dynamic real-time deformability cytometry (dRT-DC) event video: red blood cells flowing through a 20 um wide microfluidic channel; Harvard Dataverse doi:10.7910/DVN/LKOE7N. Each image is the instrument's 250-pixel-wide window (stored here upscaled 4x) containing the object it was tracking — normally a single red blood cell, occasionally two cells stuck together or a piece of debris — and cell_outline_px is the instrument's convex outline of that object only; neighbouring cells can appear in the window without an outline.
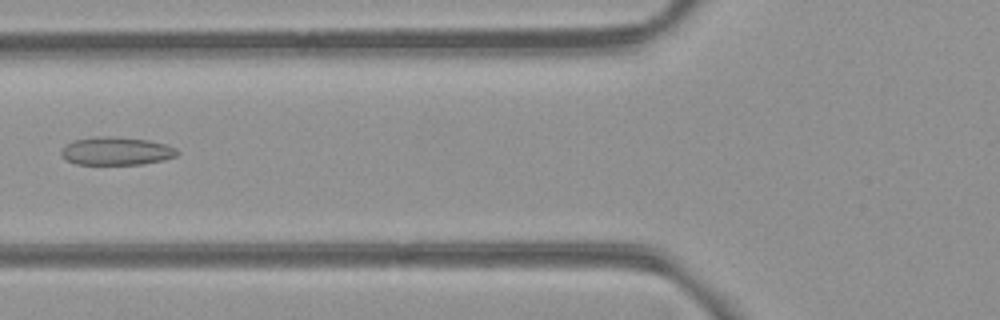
{"species": "common noctule bat (a hibernating species)", "species_latin": "Nyctalus noctula", "temperature_condition": "room temperature", "stored_images_in_passage": 6, "camera_frame_rate_fps": 3000, "um_per_image_px": 0.085, "animal": {"sex": "female", "body_mass_g": 21.9}, "frame": {"image": 1, "passage_image": 5, "time_ms": 4.667, "image_size_px": [1000, 320], "cell_outline_px": [[180, 152], [176, 156], [164, 160], [144, 164], [76, 164], [64, 160], [60, 152], [68, 144], [76, 140], [148, 140], [164, 144], [176, 148]], "centroid_in_image_um": [9.95, 12.92], "position_along_channel_um": 115.8, "area_um2": 17.69}}
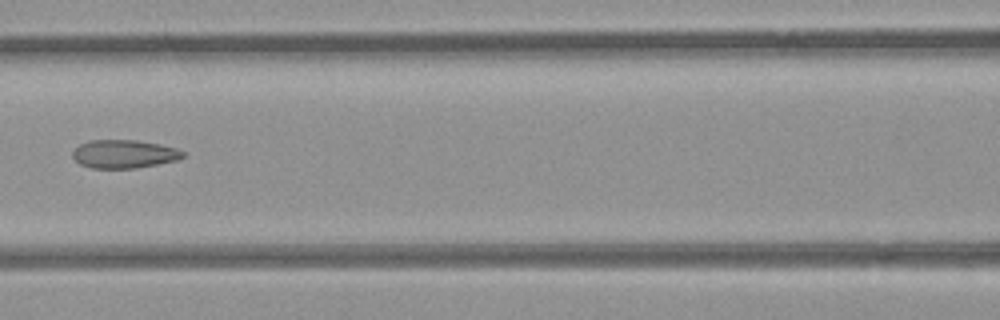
{"frame": {"image": 2, "passage_image": 6, "time_ms": 5.667, "image_size_px": [1000, 320], "cell_outline_px": [[184, 156], [176, 160], [136, 168], [92, 168], [80, 164], [72, 156], [72, 152], [80, 144], [92, 140], [136, 140], [160, 144], [176, 148], [184, 152]], "centroid_in_image_um": [10.53, 13.08], "position_along_channel_um": 156.1, "area_um2": 18.03}}